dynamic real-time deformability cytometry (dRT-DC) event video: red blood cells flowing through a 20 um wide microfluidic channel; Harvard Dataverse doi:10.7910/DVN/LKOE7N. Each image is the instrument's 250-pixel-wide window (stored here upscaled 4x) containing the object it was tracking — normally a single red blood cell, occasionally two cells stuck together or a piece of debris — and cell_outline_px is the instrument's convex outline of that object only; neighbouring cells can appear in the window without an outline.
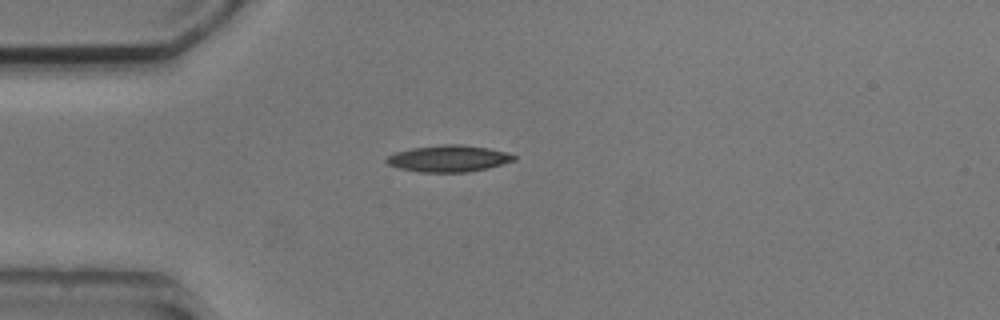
{"species": "common noctule bat (a hibernating species)", "species_latin": "Nyctalus noctula", "temperature_condition": "cold", "stored_images_in_passage": 1, "camera_frame_rate_fps": 3000, "um_per_image_px": 0.085, "animal": {"sex": "male", "body_mass_g": 20.5, "forearm_length_mm": 52.5}, "frame": {"image": 1, "passage_image": 1, "time_ms": 0.0, "image_size_px": [1000, 320], "cell_outline_px": [[516, 160], [488, 168], [468, 172], [420, 172], [400, 168], [388, 164], [384, 160], [388, 156], [396, 152], [412, 148], [444, 144], [460, 144], [488, 148], [504, 152], [516, 156]], "centroid_in_image_um": [38.13, 13.48], "position_along_channel_um": 46.9, "area_um2": 19.59}}